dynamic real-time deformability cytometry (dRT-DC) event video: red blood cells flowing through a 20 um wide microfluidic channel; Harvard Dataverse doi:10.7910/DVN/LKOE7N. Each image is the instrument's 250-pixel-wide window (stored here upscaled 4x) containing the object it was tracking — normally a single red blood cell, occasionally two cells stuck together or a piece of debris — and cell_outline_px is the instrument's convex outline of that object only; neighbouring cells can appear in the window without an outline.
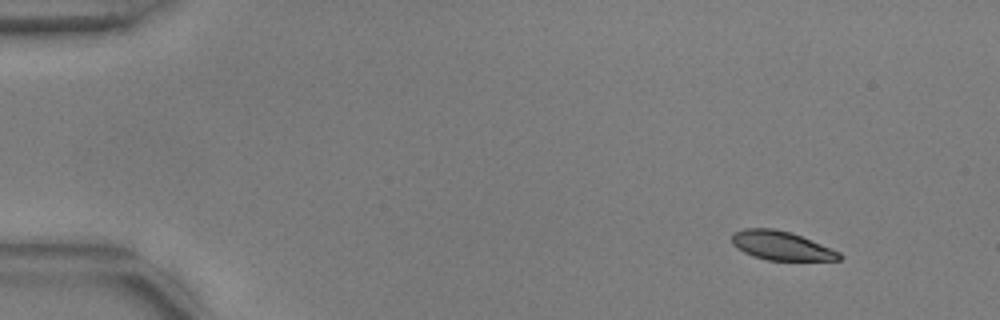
{"species": "common noctule bat (a hibernating species)", "species_latin": "Nyctalus noctula", "temperature_condition": "warm", "stored_images_in_passage": 50, "camera_frame_rate_fps": 3000, "um_per_image_px": 0.085, "animal": {"sex": "male", "body_mass_g": 17.9, "forearm_length_mm": 54.2}, "frame": {"image": 1, "passage_image": 1, "time_ms": 0.0, "image_size_px": [1000, 320], "cell_outline_px": [[844, 256], [840, 260], [768, 260], [752, 256], [736, 248], [732, 244], [732, 232], [744, 228], [772, 228], [788, 232], [800, 236], [840, 252]], "centroid_in_image_um": [66.37, 20.88], "position_along_channel_um": 18.6, "area_um2": 17.98}}
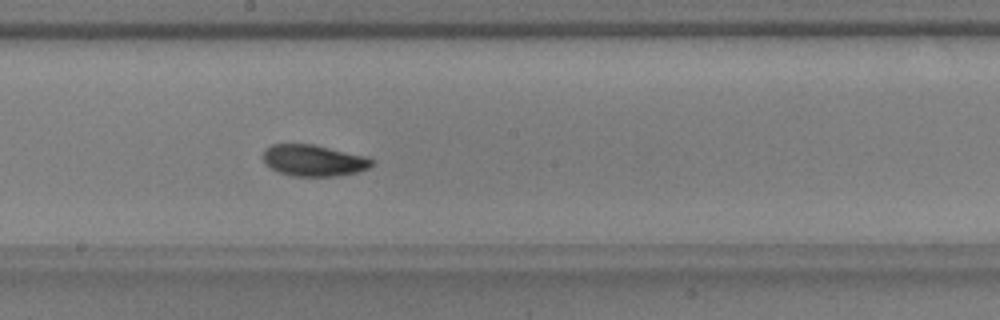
{"frame": {"image": 2, "passage_image": 26, "time_ms": 8.333, "image_size_px": [1000, 320], "cell_outline_px": [[372, 164], [368, 168], [356, 172], [336, 176], [292, 176], [276, 172], [264, 164], [264, 148], [272, 144], [312, 144], [368, 156], [372, 160]], "centroid_in_image_um": [26.62, 13.64], "position_along_channel_um": 221.6, "area_um2": 20.0}}
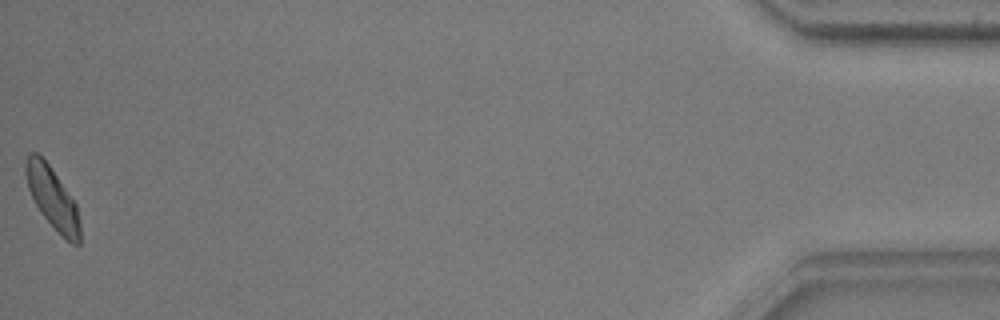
{"frame": {"image": 3, "passage_image": 50, "time_ms": 16.333, "image_size_px": [1000, 320], "cell_outline_px": [[80, 244], [72, 244], [44, 216], [36, 204], [28, 188], [24, 172], [24, 164], [28, 156], [32, 152], [36, 152], [48, 164], [76, 204], [80, 220]], "centroid_in_image_um": [4.45, 16.81], "position_along_channel_um": 430.7, "area_um2": 18.79}, "authors_computed_cell_mechanics": {"area_um2": 19.5075, "velocity_mm_per_s": 3.7286, "shape_relaxation_time_tau1_ms": 3.3957, "shape_relaxation_time_tau2_ms": 4.5501, "deformation_change_tau1": 0.1093, "deformation_change_tau2": 0.0848}}